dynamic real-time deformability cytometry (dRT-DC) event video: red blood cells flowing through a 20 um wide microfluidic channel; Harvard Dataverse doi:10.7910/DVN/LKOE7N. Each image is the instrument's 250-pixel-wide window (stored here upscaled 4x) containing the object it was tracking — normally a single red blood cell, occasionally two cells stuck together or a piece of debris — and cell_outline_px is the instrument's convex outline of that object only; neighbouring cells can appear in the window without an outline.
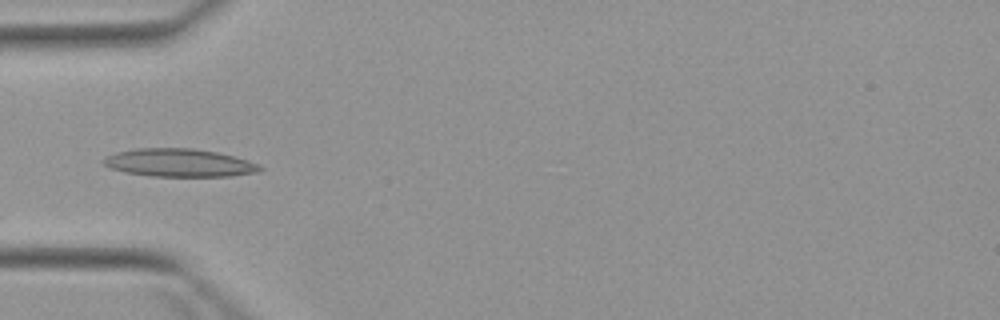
{"species": "Egyptian fruit bat (a non-hibernating species)", "species_latin": "Rousettus aegyptiacus", "temperature_condition": "warm", "stored_images_in_passage": 3, "camera_frame_rate_fps": 3000, "um_per_image_px": 0.085, "animal": {"sex": "female"}, "frame": {"image": 1, "passage_image": 2, "time_ms": 2.333, "image_size_px": [1000, 320], "cell_outline_px": [[264, 168], [260, 172], [232, 176], [152, 176], [124, 172], [112, 168], [104, 164], [100, 160], [104, 156], [116, 152], [136, 148], [192, 148], [216, 152], [248, 160], [260, 164]], "centroid_in_image_um": [15.24, 13.83], "position_along_channel_um": 69.8, "area_um2": 25.66}}
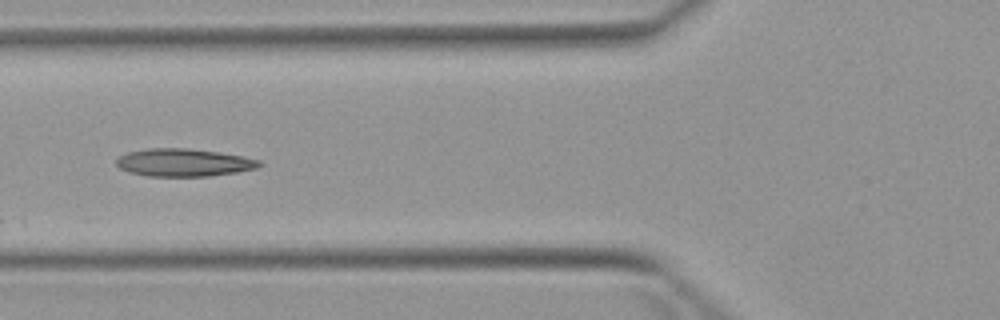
{"frame": {"image": 2, "passage_image": 3, "time_ms": 3.333, "image_size_px": [1000, 320], "cell_outline_px": [[264, 164], [256, 168], [236, 172], [208, 176], [148, 176], [128, 172], [120, 168], [116, 164], [116, 160], [120, 156], [128, 152], [148, 148], [188, 148], [220, 152], [244, 156], [260, 160]], "centroid_in_image_um": [15.63, 13.81], "position_along_channel_um": 110.2, "area_um2": 23.18}}